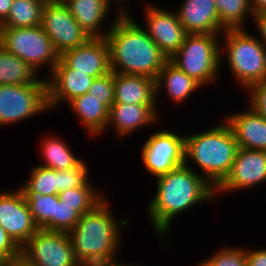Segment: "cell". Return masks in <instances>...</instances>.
<instances>
[{
    "mask_svg": "<svg viewBox=\"0 0 266 266\" xmlns=\"http://www.w3.org/2000/svg\"><path fill=\"white\" fill-rule=\"evenodd\" d=\"M44 77L47 79L48 107L52 111L58 109L60 104H67L73 98L87 93L94 80L86 73L76 72L61 58L52 73Z\"/></svg>",
    "mask_w": 266,
    "mask_h": 266,
    "instance_id": "15",
    "label": "cell"
},
{
    "mask_svg": "<svg viewBox=\"0 0 266 266\" xmlns=\"http://www.w3.org/2000/svg\"><path fill=\"white\" fill-rule=\"evenodd\" d=\"M108 201L105 197L90 212L81 215L68 232L80 264L121 262L117 256L121 249L122 231L129 221L123 217L118 220Z\"/></svg>",
    "mask_w": 266,
    "mask_h": 266,
    "instance_id": "3",
    "label": "cell"
},
{
    "mask_svg": "<svg viewBox=\"0 0 266 266\" xmlns=\"http://www.w3.org/2000/svg\"><path fill=\"white\" fill-rule=\"evenodd\" d=\"M118 1H120L121 4H123V2H124V7H127V5H126L127 2H125V1H127V0H118Z\"/></svg>",
    "mask_w": 266,
    "mask_h": 266,
    "instance_id": "44",
    "label": "cell"
},
{
    "mask_svg": "<svg viewBox=\"0 0 266 266\" xmlns=\"http://www.w3.org/2000/svg\"><path fill=\"white\" fill-rule=\"evenodd\" d=\"M251 21H253V24L255 23L257 37L266 47V12L253 15Z\"/></svg>",
    "mask_w": 266,
    "mask_h": 266,
    "instance_id": "38",
    "label": "cell"
},
{
    "mask_svg": "<svg viewBox=\"0 0 266 266\" xmlns=\"http://www.w3.org/2000/svg\"><path fill=\"white\" fill-rule=\"evenodd\" d=\"M28 85H0V126L49 113L47 79ZM47 111V112H46Z\"/></svg>",
    "mask_w": 266,
    "mask_h": 266,
    "instance_id": "8",
    "label": "cell"
},
{
    "mask_svg": "<svg viewBox=\"0 0 266 266\" xmlns=\"http://www.w3.org/2000/svg\"><path fill=\"white\" fill-rule=\"evenodd\" d=\"M142 164L155 178L185 163V135L162 129L149 136L141 148Z\"/></svg>",
    "mask_w": 266,
    "mask_h": 266,
    "instance_id": "10",
    "label": "cell"
},
{
    "mask_svg": "<svg viewBox=\"0 0 266 266\" xmlns=\"http://www.w3.org/2000/svg\"><path fill=\"white\" fill-rule=\"evenodd\" d=\"M65 4L70 9L71 15L78 25L91 38L106 37L111 25H113V21L105 30L102 26L105 20L107 21V18L111 16L109 13H112L110 12L112 6H124L118 0H68Z\"/></svg>",
    "mask_w": 266,
    "mask_h": 266,
    "instance_id": "20",
    "label": "cell"
},
{
    "mask_svg": "<svg viewBox=\"0 0 266 266\" xmlns=\"http://www.w3.org/2000/svg\"><path fill=\"white\" fill-rule=\"evenodd\" d=\"M246 266H266V248H246Z\"/></svg>",
    "mask_w": 266,
    "mask_h": 266,
    "instance_id": "37",
    "label": "cell"
},
{
    "mask_svg": "<svg viewBox=\"0 0 266 266\" xmlns=\"http://www.w3.org/2000/svg\"><path fill=\"white\" fill-rule=\"evenodd\" d=\"M113 25L106 34L111 71L157 79L169 60L152 41L146 30L129 12V6H115ZM140 23V24H139Z\"/></svg>",
    "mask_w": 266,
    "mask_h": 266,
    "instance_id": "2",
    "label": "cell"
},
{
    "mask_svg": "<svg viewBox=\"0 0 266 266\" xmlns=\"http://www.w3.org/2000/svg\"><path fill=\"white\" fill-rule=\"evenodd\" d=\"M248 107V108H247ZM245 111L224 116L239 148L266 151V119L249 104Z\"/></svg>",
    "mask_w": 266,
    "mask_h": 266,
    "instance_id": "18",
    "label": "cell"
},
{
    "mask_svg": "<svg viewBox=\"0 0 266 266\" xmlns=\"http://www.w3.org/2000/svg\"><path fill=\"white\" fill-rule=\"evenodd\" d=\"M34 223L39 229L53 231V216H55L58 194L24 195Z\"/></svg>",
    "mask_w": 266,
    "mask_h": 266,
    "instance_id": "30",
    "label": "cell"
},
{
    "mask_svg": "<svg viewBox=\"0 0 266 266\" xmlns=\"http://www.w3.org/2000/svg\"><path fill=\"white\" fill-rule=\"evenodd\" d=\"M143 28L160 51L170 59L184 42L187 35L176 10H165L153 3L145 4Z\"/></svg>",
    "mask_w": 266,
    "mask_h": 266,
    "instance_id": "13",
    "label": "cell"
},
{
    "mask_svg": "<svg viewBox=\"0 0 266 266\" xmlns=\"http://www.w3.org/2000/svg\"><path fill=\"white\" fill-rule=\"evenodd\" d=\"M157 104L113 103L109 109V121L106 131L113 129L116 139H123L147 125H155L160 121ZM157 122V123H156ZM129 135V136H128Z\"/></svg>",
    "mask_w": 266,
    "mask_h": 266,
    "instance_id": "16",
    "label": "cell"
},
{
    "mask_svg": "<svg viewBox=\"0 0 266 266\" xmlns=\"http://www.w3.org/2000/svg\"><path fill=\"white\" fill-rule=\"evenodd\" d=\"M253 15L266 12V0H250Z\"/></svg>",
    "mask_w": 266,
    "mask_h": 266,
    "instance_id": "40",
    "label": "cell"
},
{
    "mask_svg": "<svg viewBox=\"0 0 266 266\" xmlns=\"http://www.w3.org/2000/svg\"><path fill=\"white\" fill-rule=\"evenodd\" d=\"M66 105L75 114L81 126L84 125L88 136L98 138L105 133L109 121V109L100 100L85 93L73 98Z\"/></svg>",
    "mask_w": 266,
    "mask_h": 266,
    "instance_id": "22",
    "label": "cell"
},
{
    "mask_svg": "<svg viewBox=\"0 0 266 266\" xmlns=\"http://www.w3.org/2000/svg\"><path fill=\"white\" fill-rule=\"evenodd\" d=\"M39 78L38 73L26 62L0 45V85H28Z\"/></svg>",
    "mask_w": 266,
    "mask_h": 266,
    "instance_id": "25",
    "label": "cell"
},
{
    "mask_svg": "<svg viewBox=\"0 0 266 266\" xmlns=\"http://www.w3.org/2000/svg\"><path fill=\"white\" fill-rule=\"evenodd\" d=\"M213 253L196 266H246V247L223 246Z\"/></svg>",
    "mask_w": 266,
    "mask_h": 266,
    "instance_id": "31",
    "label": "cell"
},
{
    "mask_svg": "<svg viewBox=\"0 0 266 266\" xmlns=\"http://www.w3.org/2000/svg\"><path fill=\"white\" fill-rule=\"evenodd\" d=\"M87 93L110 109L114 103V72L111 71L107 75L95 78Z\"/></svg>",
    "mask_w": 266,
    "mask_h": 266,
    "instance_id": "33",
    "label": "cell"
},
{
    "mask_svg": "<svg viewBox=\"0 0 266 266\" xmlns=\"http://www.w3.org/2000/svg\"><path fill=\"white\" fill-rule=\"evenodd\" d=\"M41 28L51 39L59 56L67 50L84 45L91 38L78 25L68 6L59 1L45 2Z\"/></svg>",
    "mask_w": 266,
    "mask_h": 266,
    "instance_id": "11",
    "label": "cell"
},
{
    "mask_svg": "<svg viewBox=\"0 0 266 266\" xmlns=\"http://www.w3.org/2000/svg\"><path fill=\"white\" fill-rule=\"evenodd\" d=\"M25 266H79L68 233L38 229L21 247Z\"/></svg>",
    "mask_w": 266,
    "mask_h": 266,
    "instance_id": "9",
    "label": "cell"
},
{
    "mask_svg": "<svg viewBox=\"0 0 266 266\" xmlns=\"http://www.w3.org/2000/svg\"><path fill=\"white\" fill-rule=\"evenodd\" d=\"M51 134L41 139L39 151L44 164H40V166L58 171L76 167L83 159L73 154V150L62 137L53 135L54 133Z\"/></svg>",
    "mask_w": 266,
    "mask_h": 266,
    "instance_id": "24",
    "label": "cell"
},
{
    "mask_svg": "<svg viewBox=\"0 0 266 266\" xmlns=\"http://www.w3.org/2000/svg\"><path fill=\"white\" fill-rule=\"evenodd\" d=\"M79 266H117V262H112V263L80 264Z\"/></svg>",
    "mask_w": 266,
    "mask_h": 266,
    "instance_id": "41",
    "label": "cell"
},
{
    "mask_svg": "<svg viewBox=\"0 0 266 266\" xmlns=\"http://www.w3.org/2000/svg\"><path fill=\"white\" fill-rule=\"evenodd\" d=\"M156 179V191L147 204V216L157 236L170 239L173 219L190 208L217 200L213 187L195 169L182 165ZM211 201V202H210Z\"/></svg>",
    "mask_w": 266,
    "mask_h": 266,
    "instance_id": "1",
    "label": "cell"
},
{
    "mask_svg": "<svg viewBox=\"0 0 266 266\" xmlns=\"http://www.w3.org/2000/svg\"><path fill=\"white\" fill-rule=\"evenodd\" d=\"M0 225L20 248L39 229L20 188L0 191Z\"/></svg>",
    "mask_w": 266,
    "mask_h": 266,
    "instance_id": "14",
    "label": "cell"
},
{
    "mask_svg": "<svg viewBox=\"0 0 266 266\" xmlns=\"http://www.w3.org/2000/svg\"><path fill=\"white\" fill-rule=\"evenodd\" d=\"M68 0H59V2L66 3Z\"/></svg>",
    "mask_w": 266,
    "mask_h": 266,
    "instance_id": "46",
    "label": "cell"
},
{
    "mask_svg": "<svg viewBox=\"0 0 266 266\" xmlns=\"http://www.w3.org/2000/svg\"><path fill=\"white\" fill-rule=\"evenodd\" d=\"M0 45L9 53L26 62L38 74L48 67L51 74L60 56L51 39L41 26L9 28L0 27ZM46 65V66H45Z\"/></svg>",
    "mask_w": 266,
    "mask_h": 266,
    "instance_id": "7",
    "label": "cell"
},
{
    "mask_svg": "<svg viewBox=\"0 0 266 266\" xmlns=\"http://www.w3.org/2000/svg\"><path fill=\"white\" fill-rule=\"evenodd\" d=\"M238 148L230 127L221 120L207 130L185 135L184 164L193 169L191 161L195 163L198 173L216 188L229 174Z\"/></svg>",
    "mask_w": 266,
    "mask_h": 266,
    "instance_id": "4",
    "label": "cell"
},
{
    "mask_svg": "<svg viewBox=\"0 0 266 266\" xmlns=\"http://www.w3.org/2000/svg\"><path fill=\"white\" fill-rule=\"evenodd\" d=\"M1 266H25L21 261L15 263H4Z\"/></svg>",
    "mask_w": 266,
    "mask_h": 266,
    "instance_id": "42",
    "label": "cell"
},
{
    "mask_svg": "<svg viewBox=\"0 0 266 266\" xmlns=\"http://www.w3.org/2000/svg\"><path fill=\"white\" fill-rule=\"evenodd\" d=\"M155 89L157 108H160L158 98L163 92L169 97L171 103L181 105L187 102L192 94L195 95L196 91L204 88L168 60L155 80Z\"/></svg>",
    "mask_w": 266,
    "mask_h": 266,
    "instance_id": "21",
    "label": "cell"
},
{
    "mask_svg": "<svg viewBox=\"0 0 266 266\" xmlns=\"http://www.w3.org/2000/svg\"><path fill=\"white\" fill-rule=\"evenodd\" d=\"M81 215L60 199L56 204L55 216H53V231L68 233L80 220Z\"/></svg>",
    "mask_w": 266,
    "mask_h": 266,
    "instance_id": "34",
    "label": "cell"
},
{
    "mask_svg": "<svg viewBox=\"0 0 266 266\" xmlns=\"http://www.w3.org/2000/svg\"><path fill=\"white\" fill-rule=\"evenodd\" d=\"M215 5L225 29H245L247 18L253 19L250 0H215Z\"/></svg>",
    "mask_w": 266,
    "mask_h": 266,
    "instance_id": "28",
    "label": "cell"
},
{
    "mask_svg": "<svg viewBox=\"0 0 266 266\" xmlns=\"http://www.w3.org/2000/svg\"><path fill=\"white\" fill-rule=\"evenodd\" d=\"M176 9L179 21L187 34H222L215 0H183Z\"/></svg>",
    "mask_w": 266,
    "mask_h": 266,
    "instance_id": "19",
    "label": "cell"
},
{
    "mask_svg": "<svg viewBox=\"0 0 266 266\" xmlns=\"http://www.w3.org/2000/svg\"><path fill=\"white\" fill-rule=\"evenodd\" d=\"M60 58L76 72L94 79L111 72L110 50L105 37L90 38L84 45L65 51Z\"/></svg>",
    "mask_w": 266,
    "mask_h": 266,
    "instance_id": "17",
    "label": "cell"
},
{
    "mask_svg": "<svg viewBox=\"0 0 266 266\" xmlns=\"http://www.w3.org/2000/svg\"><path fill=\"white\" fill-rule=\"evenodd\" d=\"M248 31L246 28L226 29L221 34L225 44L221 43L220 50L221 65L223 59L227 60L231 77L246 92L266 79V47Z\"/></svg>",
    "mask_w": 266,
    "mask_h": 266,
    "instance_id": "5",
    "label": "cell"
},
{
    "mask_svg": "<svg viewBox=\"0 0 266 266\" xmlns=\"http://www.w3.org/2000/svg\"><path fill=\"white\" fill-rule=\"evenodd\" d=\"M13 0H0V24L7 18Z\"/></svg>",
    "mask_w": 266,
    "mask_h": 266,
    "instance_id": "39",
    "label": "cell"
},
{
    "mask_svg": "<svg viewBox=\"0 0 266 266\" xmlns=\"http://www.w3.org/2000/svg\"><path fill=\"white\" fill-rule=\"evenodd\" d=\"M21 259V248L0 225V262L15 263Z\"/></svg>",
    "mask_w": 266,
    "mask_h": 266,
    "instance_id": "35",
    "label": "cell"
},
{
    "mask_svg": "<svg viewBox=\"0 0 266 266\" xmlns=\"http://www.w3.org/2000/svg\"><path fill=\"white\" fill-rule=\"evenodd\" d=\"M265 182L266 151L238 148L231 170L215 188V195L218 198L224 193L256 189L257 185Z\"/></svg>",
    "mask_w": 266,
    "mask_h": 266,
    "instance_id": "12",
    "label": "cell"
},
{
    "mask_svg": "<svg viewBox=\"0 0 266 266\" xmlns=\"http://www.w3.org/2000/svg\"><path fill=\"white\" fill-rule=\"evenodd\" d=\"M88 165L87 161L83 159L76 167L59 171V192L80 186H95L89 181L91 170Z\"/></svg>",
    "mask_w": 266,
    "mask_h": 266,
    "instance_id": "32",
    "label": "cell"
},
{
    "mask_svg": "<svg viewBox=\"0 0 266 266\" xmlns=\"http://www.w3.org/2000/svg\"><path fill=\"white\" fill-rule=\"evenodd\" d=\"M246 94L247 103L266 119V79L254 84Z\"/></svg>",
    "mask_w": 266,
    "mask_h": 266,
    "instance_id": "36",
    "label": "cell"
},
{
    "mask_svg": "<svg viewBox=\"0 0 266 266\" xmlns=\"http://www.w3.org/2000/svg\"><path fill=\"white\" fill-rule=\"evenodd\" d=\"M220 39L221 34H187L169 61L203 88L209 87L221 72Z\"/></svg>",
    "mask_w": 266,
    "mask_h": 266,
    "instance_id": "6",
    "label": "cell"
},
{
    "mask_svg": "<svg viewBox=\"0 0 266 266\" xmlns=\"http://www.w3.org/2000/svg\"><path fill=\"white\" fill-rule=\"evenodd\" d=\"M114 103L156 104L155 80L143 75L114 73Z\"/></svg>",
    "mask_w": 266,
    "mask_h": 266,
    "instance_id": "23",
    "label": "cell"
},
{
    "mask_svg": "<svg viewBox=\"0 0 266 266\" xmlns=\"http://www.w3.org/2000/svg\"><path fill=\"white\" fill-rule=\"evenodd\" d=\"M45 2L59 1V0H44Z\"/></svg>",
    "mask_w": 266,
    "mask_h": 266,
    "instance_id": "45",
    "label": "cell"
},
{
    "mask_svg": "<svg viewBox=\"0 0 266 266\" xmlns=\"http://www.w3.org/2000/svg\"><path fill=\"white\" fill-rule=\"evenodd\" d=\"M105 195L96 186H80L58 193L59 199L72 206L80 215L90 212L106 197Z\"/></svg>",
    "mask_w": 266,
    "mask_h": 266,
    "instance_id": "29",
    "label": "cell"
},
{
    "mask_svg": "<svg viewBox=\"0 0 266 266\" xmlns=\"http://www.w3.org/2000/svg\"><path fill=\"white\" fill-rule=\"evenodd\" d=\"M44 0H13L7 18L0 27L22 28L41 26Z\"/></svg>",
    "mask_w": 266,
    "mask_h": 266,
    "instance_id": "26",
    "label": "cell"
},
{
    "mask_svg": "<svg viewBox=\"0 0 266 266\" xmlns=\"http://www.w3.org/2000/svg\"><path fill=\"white\" fill-rule=\"evenodd\" d=\"M29 178V179H28ZM20 186L23 195H52L59 193V171L35 165Z\"/></svg>",
    "mask_w": 266,
    "mask_h": 266,
    "instance_id": "27",
    "label": "cell"
},
{
    "mask_svg": "<svg viewBox=\"0 0 266 266\" xmlns=\"http://www.w3.org/2000/svg\"><path fill=\"white\" fill-rule=\"evenodd\" d=\"M117 266H139V264L138 265L134 264V263L128 264V263L122 261V262H117Z\"/></svg>",
    "mask_w": 266,
    "mask_h": 266,
    "instance_id": "43",
    "label": "cell"
}]
</instances>
